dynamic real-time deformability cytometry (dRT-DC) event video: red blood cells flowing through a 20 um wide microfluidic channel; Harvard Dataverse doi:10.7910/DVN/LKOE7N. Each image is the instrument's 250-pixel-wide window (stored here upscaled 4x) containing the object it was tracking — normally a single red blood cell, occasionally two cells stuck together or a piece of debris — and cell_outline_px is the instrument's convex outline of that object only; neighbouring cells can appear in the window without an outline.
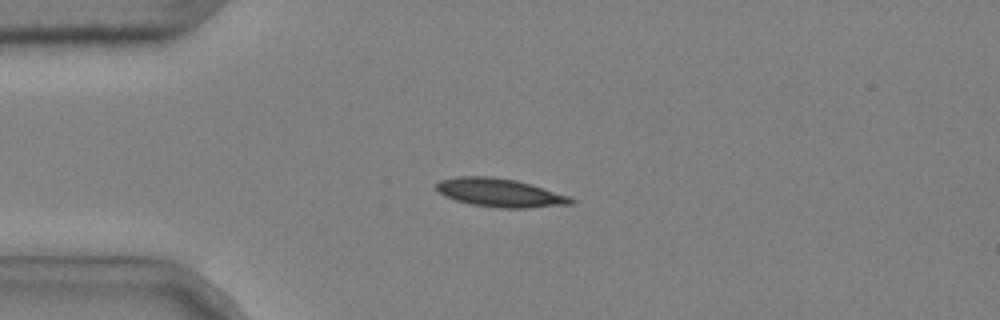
{"species": "common noctule bat (a hibernating species)", "species_latin": "Nyctalus noctula", "temperature_condition": "cold", "stored_images_in_passage": 11, "camera_frame_rate_fps": 3000, "um_per_image_px": 0.085, "animal": {"sex": "male", "body_mass_g": 20.4}, "frame": {"image": 1, "passage_image": 2, "time_ms": 0.333, "image_size_px": [1000, 320], "cell_outline_px": [[576, 200], [572, 204], [524, 208], [496, 208], [472, 204], [456, 200], [444, 196], [436, 188], [436, 184], [440, 180], [456, 176], [488, 176], [516, 180], [568, 196]], "centroid_in_image_um": [42.45, 16.38], "position_along_channel_um": 42.5, "area_um2": 22.08}}
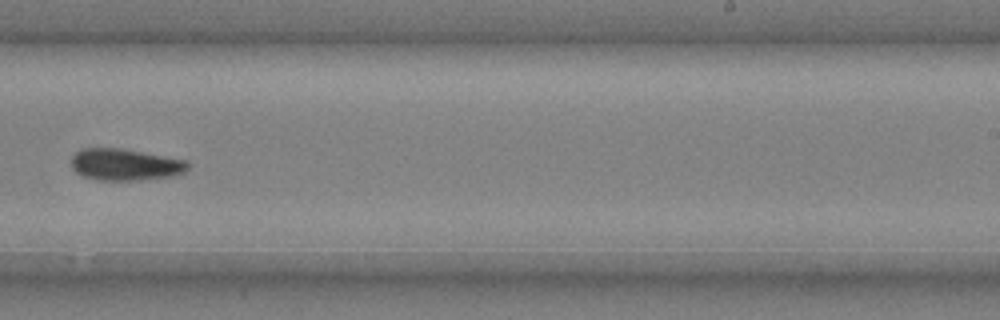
{"frame": {"image": 2, "passage_image": 8, "time_ms": 2.333, "image_size_px": [1000, 320], "cell_outline_px": [[192, 164], [184, 172], [172, 176], [140, 180], [96, 180], [84, 176], [76, 172], [72, 168], [72, 156], [80, 148], [120, 148], [188, 160]], "centroid_in_image_um": [10.66, 13.99], "position_along_channel_um": 278.3, "area_um2": 21.68}}
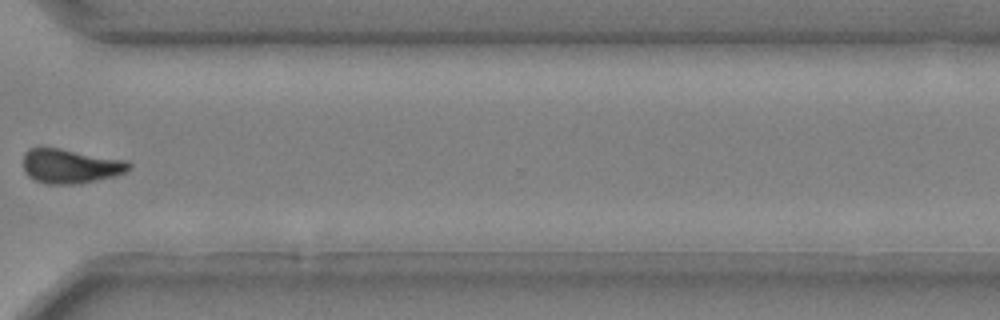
{"frame": {"image": 3, "passage_image": 10, "time_ms": 3.0, "image_size_px": [1000, 320], "cell_outline_px": [[132, 168], [116, 176], [80, 184], [44, 184], [28, 176], [24, 172], [24, 152], [28, 148], [40, 144], [128, 160], [132, 164]], "centroid_in_image_um": [5.97, 14.08], "position_along_channel_um": 364.6, "area_um2": 22.08}}